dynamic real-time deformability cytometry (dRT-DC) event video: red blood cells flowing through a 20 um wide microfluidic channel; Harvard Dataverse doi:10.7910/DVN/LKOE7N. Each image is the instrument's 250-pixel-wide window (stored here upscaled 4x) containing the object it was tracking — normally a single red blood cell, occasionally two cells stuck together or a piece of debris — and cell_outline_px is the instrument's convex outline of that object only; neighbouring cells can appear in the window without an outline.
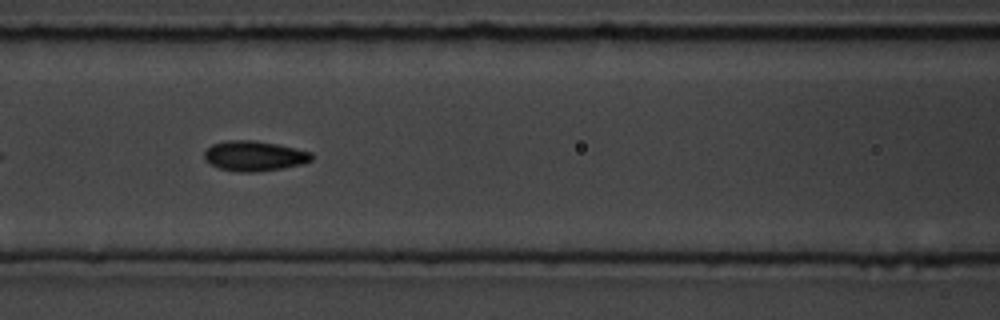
{"species": "common noctule bat (a hibernating species)", "species_latin": "Nyctalus noctula", "temperature_condition": "room temperature", "stored_images_in_passage": 15, "camera_frame_rate_fps": 3000, "um_per_image_px": 0.085, "animal": {"sex": "male", "body_mass_g": 19.5, "forearm_length_mm": 54.6}, "frame": {"image": 1, "passage_image": 7, "time_ms": 6.667, "image_size_px": [1000, 320], "cell_outline_px": [[312, 160], [304, 164], [256, 172], [240, 172], [220, 168], [204, 160], [204, 152], [212, 144], [228, 140], [252, 140], [276, 144], [296, 148], [312, 152]], "centroid_in_image_um": [21.62, 13.25], "position_along_channel_um": 145.0, "area_um2": 18.73}}
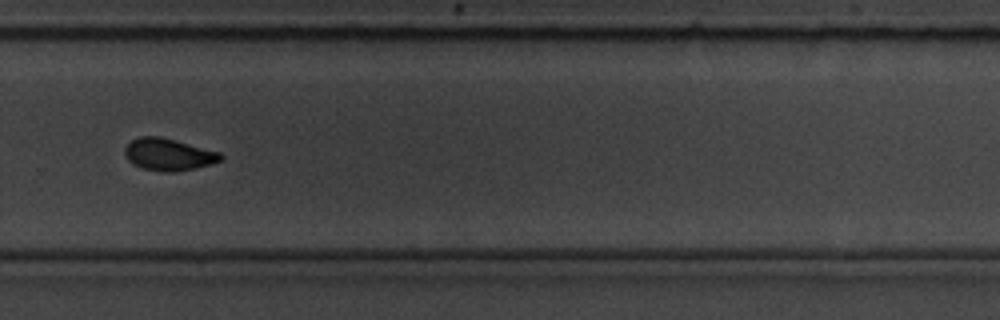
{"frame": {"image": 2, "passage_image": 11, "time_ms": 11.333, "image_size_px": [1000, 320], "cell_outline_px": [[224, 156], [220, 160], [196, 168], [172, 172], [164, 172], [140, 168], [132, 164], [124, 156], [124, 148], [132, 140], [140, 136], [160, 136], [220, 152]], "centroid_in_image_um": [14.27, 13.13], "position_along_channel_um": 315.5, "area_um2": 17.92}, "authors_computed_cell_mechanics": {"area_um2": 18.6116, "velocity_mm_per_s": 3.6601, "shape_relaxation_time_tau1_ms": 2.3485, "shape_relaxation_time_tau2_ms": 1.607, "deformation_change_tau1": 0.0801, "deformation_change_tau2": 0.0262}}